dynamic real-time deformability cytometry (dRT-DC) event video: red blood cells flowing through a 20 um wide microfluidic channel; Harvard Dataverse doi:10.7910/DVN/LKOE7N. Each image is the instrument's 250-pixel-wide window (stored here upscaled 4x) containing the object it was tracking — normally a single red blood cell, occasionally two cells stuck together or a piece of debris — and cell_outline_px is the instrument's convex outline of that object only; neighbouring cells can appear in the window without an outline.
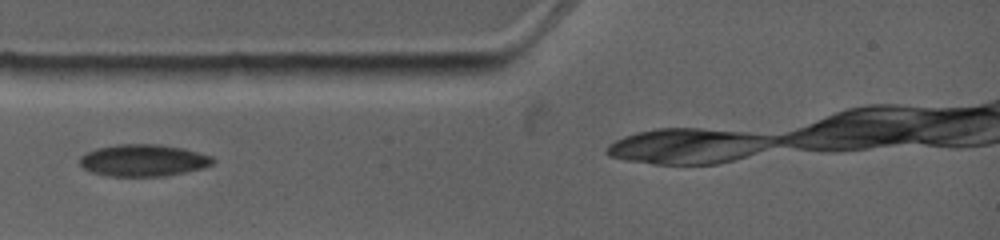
{"species": "common noctule bat (a hibernating species)", "species_latin": "Nyctalus noctula", "temperature_condition": "warm", "stored_images_in_passage": 5, "camera_frame_rate_fps": 4500, "um_per_image_px": 0.085, "animal": {"sex": "female", "body_mass_g": 19.0, "forearm_length_mm": 53.3}, "frame": {"image": 1, "passage_image": 3, "time_ms": 1.778, "image_size_px": [1000, 240], "cell_outline_px": [[216, 160], [212, 164], [204, 168], [164, 176], [108, 176], [92, 172], [84, 168], [80, 164], [80, 156], [96, 148], [116, 144], [156, 144], [184, 148], [212, 156]], "centroid_in_image_um": [12.2, 13.62], "position_along_channel_um": 72.8, "area_um2": 24.8}}
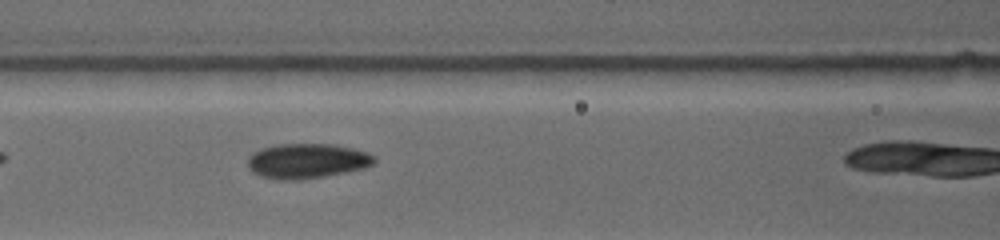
{"frame": {"image": 2, "passage_image": 5, "time_ms": 3.556, "image_size_px": [1000, 240], "cell_outline_px": [[376, 160], [372, 164], [364, 168], [324, 176], [300, 180], [280, 180], [260, 176], [252, 172], [248, 168], [248, 156], [260, 148], [276, 144], [332, 144], [352, 148], [368, 152]], "centroid_in_image_um": [26.05, 13.68], "position_along_channel_um": 140.6, "area_um2": 25.78}}